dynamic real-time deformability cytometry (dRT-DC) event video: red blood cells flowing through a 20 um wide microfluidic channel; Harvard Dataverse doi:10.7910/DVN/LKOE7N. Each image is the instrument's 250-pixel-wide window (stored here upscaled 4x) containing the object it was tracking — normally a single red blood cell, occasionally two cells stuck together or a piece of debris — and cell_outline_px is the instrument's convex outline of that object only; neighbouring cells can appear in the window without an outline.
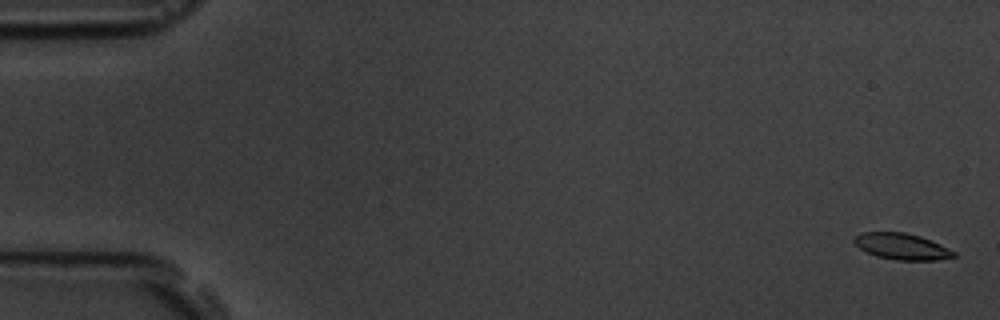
{"species": "common noctule bat (a hibernating species)", "species_latin": "Nyctalus noctula", "temperature_condition": "room temperature", "stored_images_in_passage": 5, "camera_frame_rate_fps": 3000, "um_per_image_px": 0.085, "animal": {"sex": "male", "body_mass_g": 19.5, "forearm_length_mm": 54.6}, "frame": {"image": 1, "passage_image": 1, "time_ms": 0.0, "image_size_px": [1000, 320], "cell_outline_px": [[956, 256], [936, 260], [896, 260], [876, 256], [860, 248], [852, 240], [860, 232], [904, 232], [920, 236], [932, 240], [956, 252]], "centroid_in_image_um": [76.66, 20.94], "position_along_channel_um": 8.3, "area_um2": 15.2}}
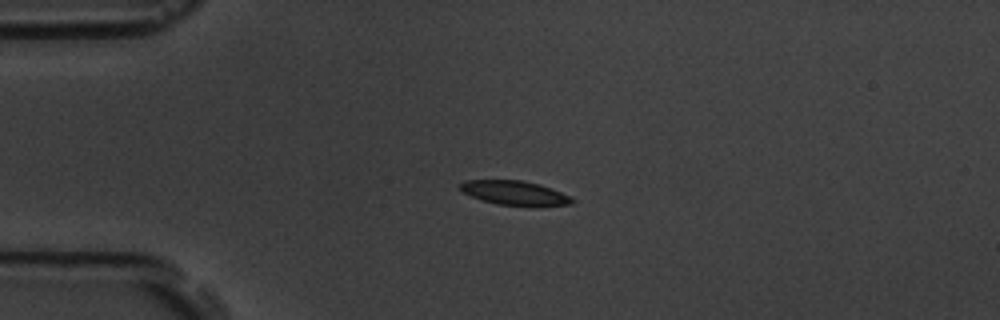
{"frame": {"image": 2, "passage_image": 4, "time_ms": 4.333, "image_size_px": [1000, 320], "cell_outline_px": [[576, 200], [572, 204], [496, 204], [472, 196], [464, 192], [460, 188], [460, 184], [464, 180], [520, 180], [540, 184], [560, 192]], "centroid_in_image_um": [43.7, 16.36], "position_along_channel_um": 41.3, "area_um2": 15.03}}